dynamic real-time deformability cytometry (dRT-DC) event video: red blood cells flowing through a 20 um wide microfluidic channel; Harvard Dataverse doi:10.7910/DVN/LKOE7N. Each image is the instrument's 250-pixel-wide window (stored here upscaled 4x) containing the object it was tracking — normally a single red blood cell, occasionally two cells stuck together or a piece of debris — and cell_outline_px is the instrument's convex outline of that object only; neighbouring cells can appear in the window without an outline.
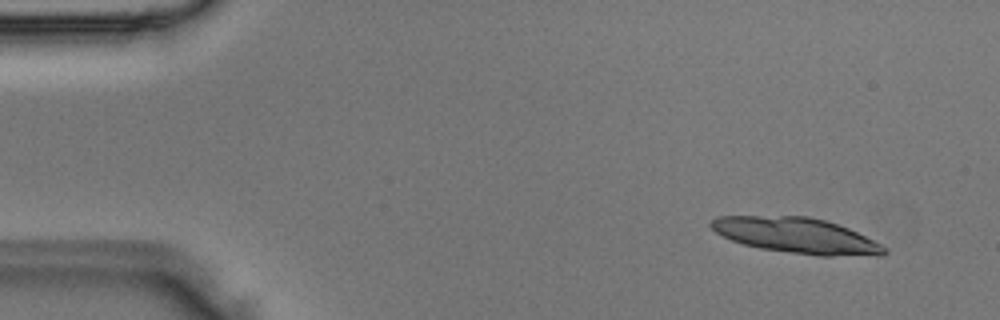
{"species": "Egyptian fruit bat (a non-hibernating species)", "species_latin": "Rousettus aegyptiacus", "temperature_condition": "room temperature", "stored_images_in_passage": 11, "camera_frame_rate_fps": 3000, "um_per_image_px": 0.085, "animal": {"sex": "male"}, "frame": {"image": 1, "passage_image": 1, "time_ms": 0.0, "image_size_px": [1000, 320], "cell_outline_px": [[888, 252], [884, 256], [820, 256], [760, 248], [744, 244], [732, 240], [716, 232], [708, 224], [716, 216], [808, 216], [824, 220], [848, 228], [888, 248]], "centroid_in_image_um": [67.74, 20.03], "position_along_channel_um": 17.3, "area_um2": 35.72}}